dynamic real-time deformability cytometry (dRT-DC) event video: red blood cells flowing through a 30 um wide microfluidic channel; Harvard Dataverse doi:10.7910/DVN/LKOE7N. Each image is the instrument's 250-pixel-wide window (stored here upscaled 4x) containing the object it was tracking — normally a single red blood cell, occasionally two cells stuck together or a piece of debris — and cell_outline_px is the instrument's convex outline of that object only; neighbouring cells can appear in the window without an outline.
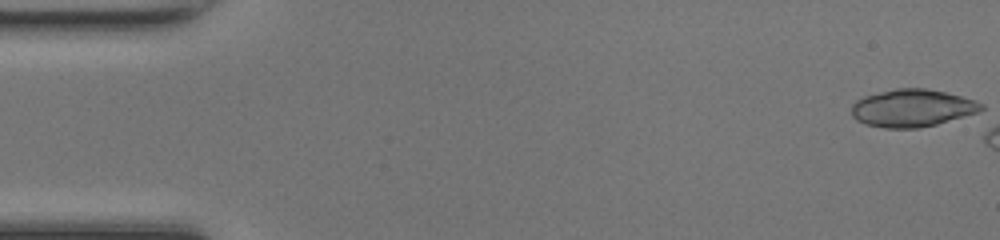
{"species": "common noctule bat (a hibernating species)", "species_latin": "Nyctalus noctula", "temperature_condition": "room temperature", "stored_images_in_passage": 6, "camera_frame_rate_fps": 3000, "um_per_image_px": 0.085, "animal": {"sex": "female", "body_mass_g": 17.0, "forearm_length_mm": 48.0}, "frame": {"image": 1, "passage_image": 1, "time_ms": 0.0, "image_size_px": [1000, 240], "cell_outline_px": [[984, 108], [976, 112], [936, 124], [920, 128], [884, 128], [864, 124], [856, 120], [852, 116], [852, 104], [856, 100], [864, 96], [896, 88], [924, 88], [944, 92], [976, 100], [984, 104]], "centroid_in_image_um": [77.5, 9.19], "position_along_channel_um": 7.5, "area_um2": 28.21}}